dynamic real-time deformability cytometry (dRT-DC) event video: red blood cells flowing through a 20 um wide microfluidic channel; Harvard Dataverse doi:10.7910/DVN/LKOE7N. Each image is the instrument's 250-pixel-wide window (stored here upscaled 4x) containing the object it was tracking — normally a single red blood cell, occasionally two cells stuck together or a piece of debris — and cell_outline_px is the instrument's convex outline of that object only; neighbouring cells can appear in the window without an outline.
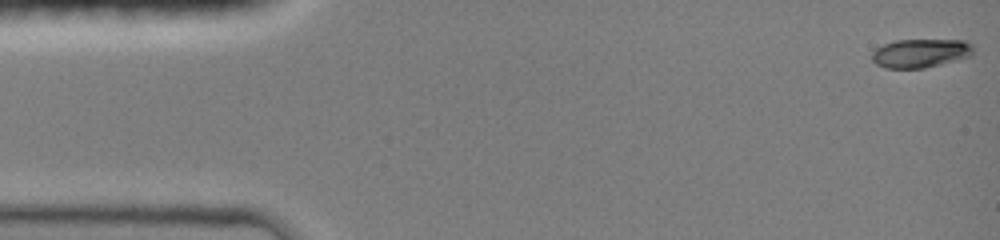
{"species": "common noctule bat (a hibernating species)", "species_latin": "Nyctalus noctula", "temperature_condition": "room temperature", "stored_images_in_passage": 20, "camera_frame_rate_fps": 3000, "um_per_image_px": 0.085, "animal": {"sex": "female", "body_mass_g": 19.0, "forearm_length_mm": 51.5}, "frame": {"image": 1, "passage_image": 1, "time_ms": 0.0, "image_size_px": [1000, 240], "cell_outline_px": [[972, 52], [968, 56], [940, 64], [924, 68], [884, 68], [876, 64], [872, 60], [872, 52], [876, 48], [884, 44], [896, 40], [964, 40], [972, 44]], "centroid_in_image_um": [78.19, 4.52], "position_along_channel_um": 6.8, "area_um2": 16.76}}
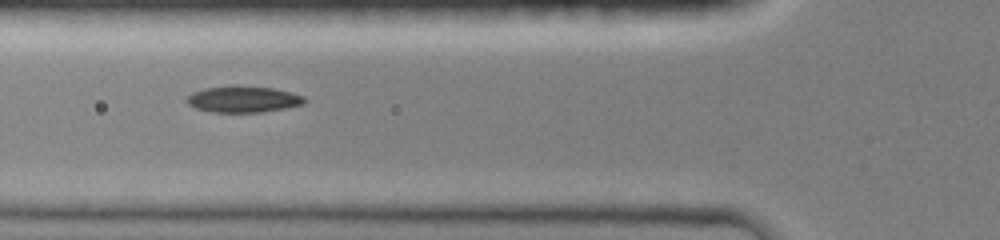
{"frame": {"image": 2, "passage_image": 15, "time_ms": 5.333, "image_size_px": [1000, 240], "cell_outline_px": [[304, 104], [284, 108], [260, 112], [212, 112], [196, 108], [188, 104], [184, 100], [192, 92], [204, 88], [232, 84], [236, 84], [272, 88], [292, 92], [304, 96]], "centroid_in_image_um": [20.63, 8.41], "position_along_channel_um": 105.2, "area_um2": 18.32}}
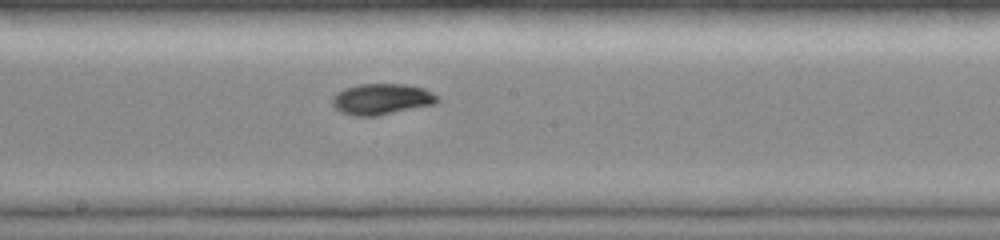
{"frame": {"image": 3, "passage_image": 20, "time_ms": 8.0, "image_size_px": [1000, 240], "cell_outline_px": [[440, 100], [436, 104], [376, 116], [356, 116], [340, 112], [332, 104], [332, 96], [336, 92], [344, 88], [360, 84], [404, 84], [424, 88], [432, 92]], "centroid_in_image_um": [32.43, 8.42], "position_along_channel_um": 215.8, "area_um2": 19.07}}